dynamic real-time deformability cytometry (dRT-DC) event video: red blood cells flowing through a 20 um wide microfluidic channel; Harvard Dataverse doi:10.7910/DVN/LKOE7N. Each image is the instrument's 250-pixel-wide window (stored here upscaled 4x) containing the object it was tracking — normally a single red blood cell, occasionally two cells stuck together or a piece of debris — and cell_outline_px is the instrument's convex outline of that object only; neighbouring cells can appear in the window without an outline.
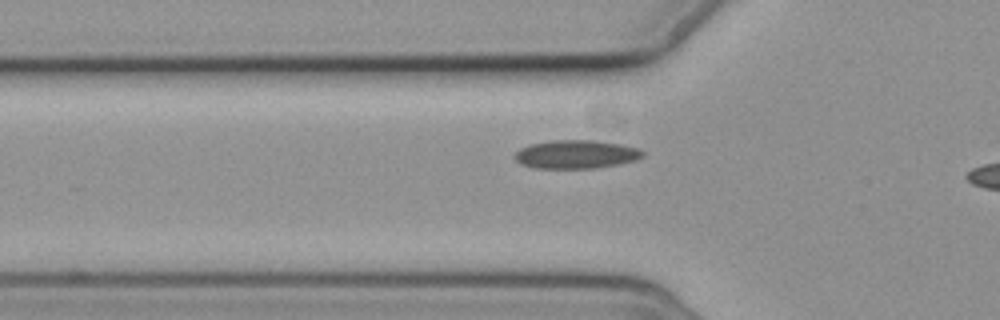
{"species": "common noctule bat (a hibernating species)", "species_latin": "Nyctalus noctula", "temperature_condition": "cold", "stored_images_in_passage": 4, "segment_of_instrument_passage": [2, 2], "camera_frame_rate_fps": 3000, "um_per_image_px": 0.085, "animal": {"sex": "female", "body_mass_g": 19.3, "forearm_length_mm": 54.1}, "frame": {"image": 1, "passage_image": 4, "time_ms": 3.667, "image_size_px": [1000, 320], "cell_outline_px": [[644, 156], [636, 160], [620, 164], [592, 168], [532, 168], [520, 164], [512, 156], [520, 148], [528, 144], [552, 140], [592, 140], [620, 144], [640, 148], [644, 152]], "centroid_in_image_um": [48.94, 13.11], "position_along_channel_um": 76.9, "area_um2": 21.44}}